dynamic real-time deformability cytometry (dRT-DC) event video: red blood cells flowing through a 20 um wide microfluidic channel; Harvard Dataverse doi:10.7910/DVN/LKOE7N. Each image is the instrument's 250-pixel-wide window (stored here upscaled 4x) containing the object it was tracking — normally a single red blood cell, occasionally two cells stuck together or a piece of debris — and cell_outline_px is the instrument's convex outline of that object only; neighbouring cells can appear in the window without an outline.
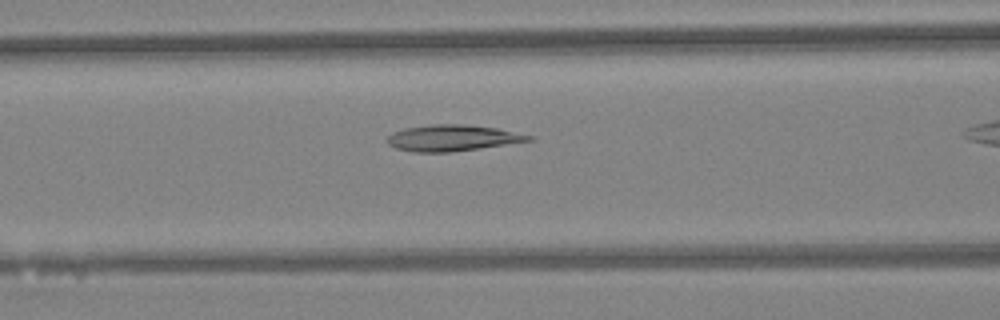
{"species": "Egyptian fruit bat (a non-hibernating species)", "species_latin": "Rousettus aegyptiacus", "temperature_condition": "warm", "stored_images_in_passage": 25, "camera_frame_rate_fps": 3000, "um_per_image_px": 0.085, "animal": {"sex": "female"}, "frame": {"image": 1, "passage_image": 7, "time_ms": 2.0, "image_size_px": [1000, 320], "cell_outline_px": [[536, 140], [452, 152], [412, 152], [396, 148], [388, 144], [384, 140], [392, 132], [404, 128], [432, 124], [464, 124], [496, 128], [536, 136]], "centroid_in_image_um": [38.46, 11.72], "position_along_channel_um": 128.1, "area_um2": 21.85}}
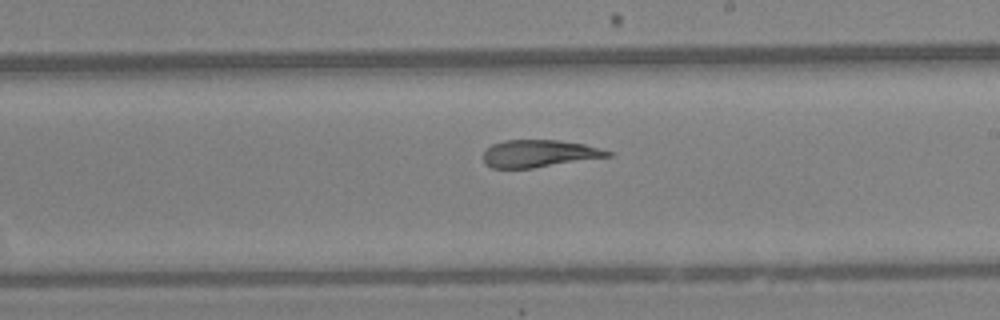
{"frame": {"image": 2, "passage_image": 15, "time_ms": 4.667, "image_size_px": [1000, 320], "cell_outline_px": [[612, 156], [532, 168], [492, 168], [484, 164], [484, 152], [492, 144], [504, 140], [556, 140], [584, 144], [612, 152]], "centroid_in_image_um": [45.8, 13.05], "position_along_channel_um": 243.2, "area_um2": 19.65}}
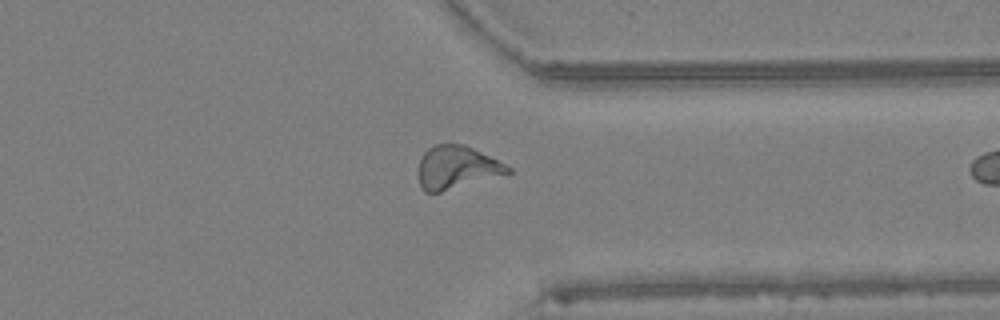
{"frame": {"image": 3, "passage_image": 24, "time_ms": 7.667, "image_size_px": [1000, 320], "cell_outline_px": [[512, 172], [440, 192], [424, 192], [420, 188], [420, 160], [424, 152], [428, 148], [436, 144], [448, 140], [464, 144], [512, 168]], "centroid_in_image_um": [38.78, 14.19], "position_along_channel_um": 372.6, "area_um2": 22.25}}